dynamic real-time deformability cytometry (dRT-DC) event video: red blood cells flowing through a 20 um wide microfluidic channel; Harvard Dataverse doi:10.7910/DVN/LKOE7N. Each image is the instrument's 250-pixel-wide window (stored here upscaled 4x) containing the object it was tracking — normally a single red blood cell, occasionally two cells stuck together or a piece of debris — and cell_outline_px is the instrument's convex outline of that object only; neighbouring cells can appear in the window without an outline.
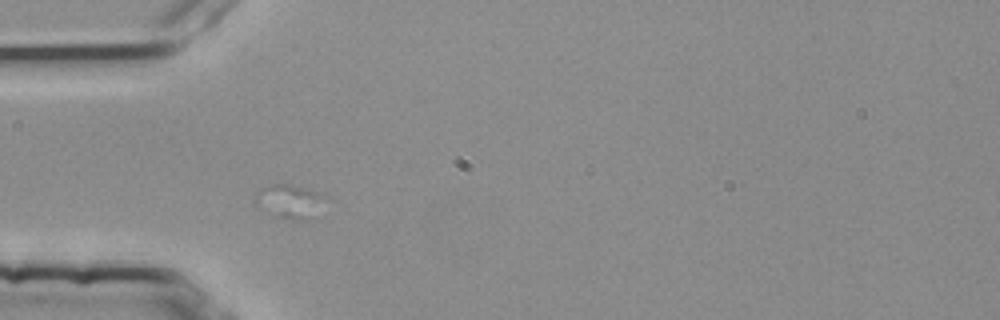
{"species": "common noctule bat (a hibernating species)", "species_latin": "Nyctalus noctula", "temperature_condition": "room temperature", "stored_images_in_passage": 13, "camera_frame_rate_fps": 3000, "um_per_image_px": 0.085, "animal": {"sex": "female", "body_mass_g": 25.1}, "frame": {"image": 1, "passage_image": 3, "time_ms": 0.667, "image_size_px": [1000, 320], "cell_outline_px": [[328, 196], [312, 216], [308, 220], [292, 220], [272, 216], [256, 208], [256, 192], [260, 188], [268, 184], [288, 184], [324, 192]], "centroid_in_image_um": [24.58, 17.11], "position_along_channel_um": 60.4, "area_um2": 14.22}}